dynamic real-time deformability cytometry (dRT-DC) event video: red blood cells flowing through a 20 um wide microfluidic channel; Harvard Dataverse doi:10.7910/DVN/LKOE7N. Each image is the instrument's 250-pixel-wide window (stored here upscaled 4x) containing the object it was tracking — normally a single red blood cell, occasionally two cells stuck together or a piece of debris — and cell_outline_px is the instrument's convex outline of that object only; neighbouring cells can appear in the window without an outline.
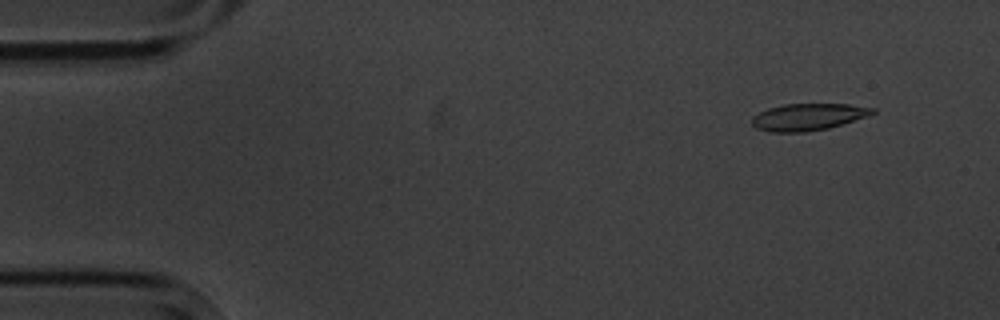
{"species": "common noctule bat (a hibernating species)", "species_latin": "Nyctalus noctula", "temperature_condition": "cold", "stored_images_in_passage": 5, "camera_frame_rate_fps": 3000, "um_per_image_px": 0.085, "animal": {"sex": "male", "body_mass_g": 20.1, "forearm_length_mm": 53.5}, "frame": {"image": 1, "passage_image": 1, "time_ms": 0.0, "image_size_px": [1000, 320], "cell_outline_px": [[876, 112], [868, 116], [828, 128], [808, 132], [768, 132], [756, 128], [752, 124], [752, 116], [768, 108], [784, 104], [848, 104], [876, 108]], "centroid_in_image_um": [68.68, 9.94], "position_along_channel_um": 16.3, "area_um2": 18.96}}
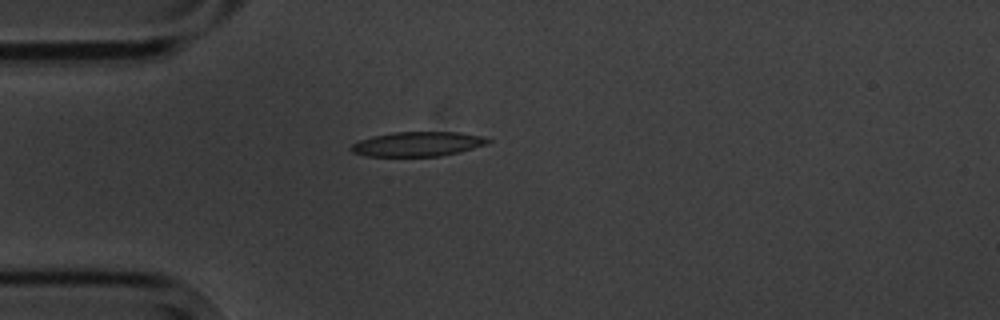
{"frame": {"image": 2, "passage_image": 4, "time_ms": 3.333, "image_size_px": [1000, 320], "cell_outline_px": [[492, 140], [488, 144], [460, 152], [440, 156], [364, 156], [352, 152], [348, 148], [352, 144], [360, 140], [372, 136], [392, 132], [460, 132], [480, 136]], "centroid_in_image_um": [35.48, 12.24], "position_along_channel_um": 49.5, "area_um2": 19.71}}